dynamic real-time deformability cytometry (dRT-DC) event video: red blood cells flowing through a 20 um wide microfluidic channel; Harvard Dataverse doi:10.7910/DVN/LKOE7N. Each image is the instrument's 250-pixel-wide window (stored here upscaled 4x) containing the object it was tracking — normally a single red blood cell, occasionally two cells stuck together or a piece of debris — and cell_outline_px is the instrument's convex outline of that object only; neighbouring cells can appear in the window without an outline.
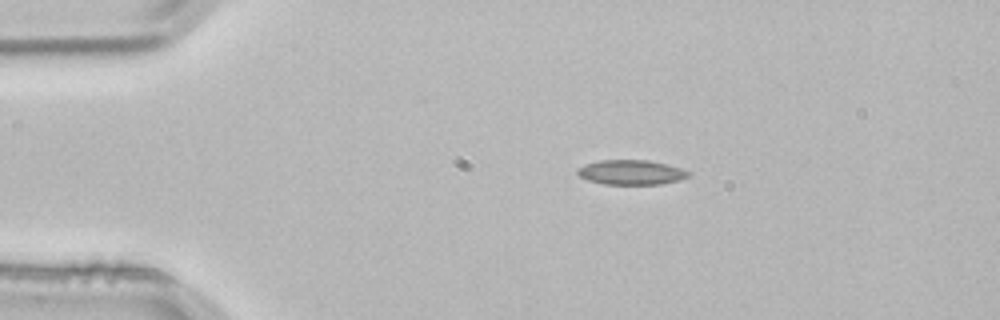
{"species": "common noctule bat (a hibernating species)", "species_latin": "Nyctalus noctula", "temperature_condition": "room temperature", "stored_images_in_passage": 3, "camera_frame_rate_fps": 3000, "um_per_image_px": 0.085, "animal": {"sex": "male", "body_mass_g": 21.5, "forearm_length_mm": 52.0}, "frame": {"image": 1, "passage_image": 3, "time_ms": 0.667, "image_size_px": [1000, 320], "cell_outline_px": [[692, 176], [680, 180], [660, 184], [604, 184], [588, 180], [580, 176], [576, 172], [576, 168], [584, 164], [600, 160], [648, 160], [668, 164], [692, 172]], "centroid_in_image_um": [53.68, 14.64], "position_along_channel_um": 31.3, "area_um2": 16.18}}